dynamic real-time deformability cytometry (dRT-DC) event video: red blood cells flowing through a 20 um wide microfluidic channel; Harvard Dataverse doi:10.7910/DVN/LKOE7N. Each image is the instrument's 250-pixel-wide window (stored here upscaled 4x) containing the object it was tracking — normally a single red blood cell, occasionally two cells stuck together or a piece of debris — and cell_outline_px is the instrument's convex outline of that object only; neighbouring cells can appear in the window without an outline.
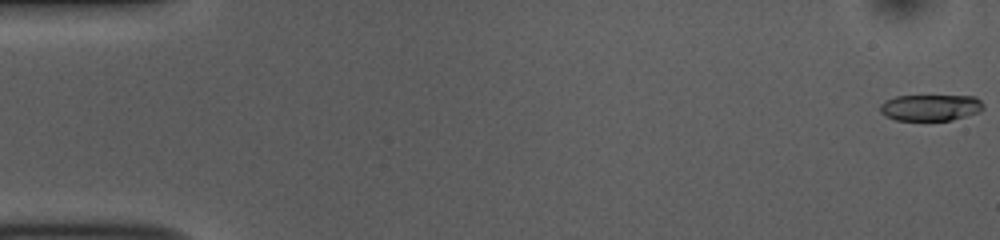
{"species": "common noctule bat (a hibernating species)", "species_latin": "Nyctalus noctula", "temperature_condition": "room temperature", "stored_images_in_passage": 52, "camera_frame_rate_fps": 3000, "um_per_image_px": 0.085, "animal": {"sex": "female", "body_mass_g": 10.0, "forearm_length_mm": 53.1}, "frame": {"image": 1, "passage_image": 1, "time_ms": 0.0, "image_size_px": [1000, 240], "cell_outline_px": [[984, 108], [980, 112], [952, 120], [896, 120], [884, 116], [880, 112], [880, 104], [884, 100], [896, 96], [976, 96], [984, 104]], "centroid_in_image_um": [79.09, 9.14], "position_along_channel_um": 5.9, "area_um2": 16.01}}
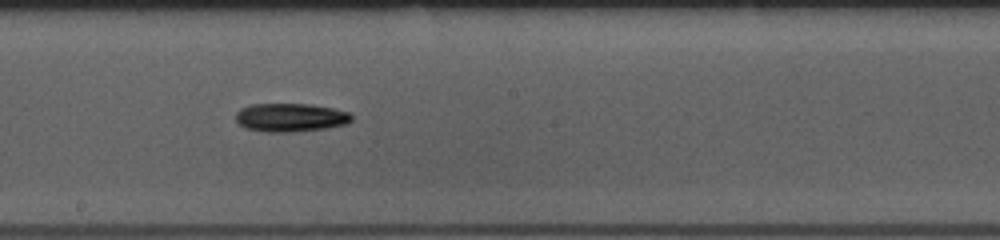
{"frame": {"image": 2, "passage_image": 29, "time_ms": 9.333, "image_size_px": [1000, 240], "cell_outline_px": [[352, 120], [344, 124], [328, 128], [288, 132], [268, 132], [248, 128], [240, 124], [236, 120], [236, 112], [240, 108], [252, 104], [308, 104], [332, 108], [348, 112], [352, 116]], "centroid_in_image_um": [24.68, 9.98], "position_along_channel_um": 223.5, "area_um2": 19.02}}
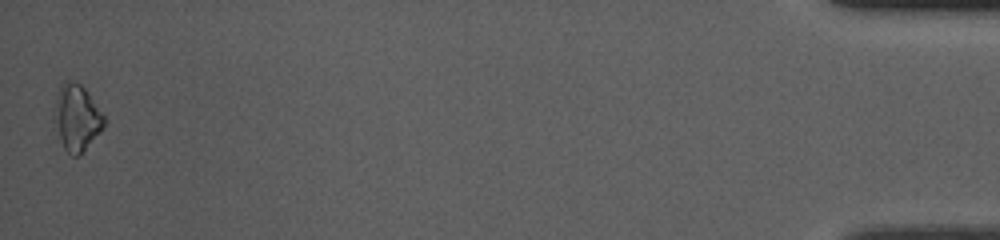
{"frame": {"image": 3, "passage_image": 52, "time_ms": 17.0, "image_size_px": [1000, 240], "cell_outline_px": [[104, 128], [76, 156], [72, 156], [64, 148], [60, 140], [52, 116], [56, 92], [60, 84], [64, 80], [76, 80], [88, 92], [104, 116]], "centroid_in_image_um": [6.47, 9.93], "position_along_channel_um": 428.7, "area_um2": 19.25}, "authors_computed_cell_mechanics": {"area_um2": 17.6868, "velocity_mm_per_s": 3.8701, "shape_relaxation_time_tau1_ms": 3.6167, "shape_relaxation_time_tau2_ms": null, "deformation_change_tau1": 0.1509, "deformation_change_tau2": null}}